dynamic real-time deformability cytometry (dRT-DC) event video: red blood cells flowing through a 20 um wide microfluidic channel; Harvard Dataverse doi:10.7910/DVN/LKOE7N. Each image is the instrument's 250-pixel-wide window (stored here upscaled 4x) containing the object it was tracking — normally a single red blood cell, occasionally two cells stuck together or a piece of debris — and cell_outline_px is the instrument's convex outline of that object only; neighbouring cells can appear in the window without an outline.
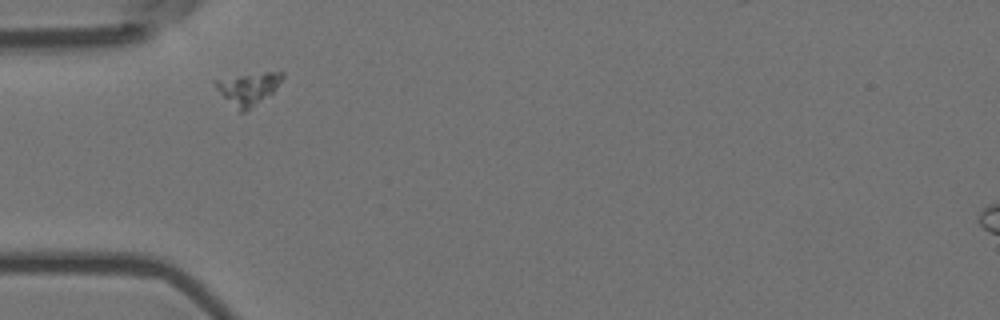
{"species": "Egyptian fruit bat (a non-hibernating species)", "species_latin": "Rousettus aegyptiacus", "temperature_condition": "room temperature", "stored_images_in_passage": 4, "camera_frame_rate_fps": 3000, "um_per_image_px": 0.085, "animal": {"sex": "female"}, "frame": {"image": 1, "passage_image": 1, "time_ms": 0.0, "image_size_px": [1000, 320], "cell_outline_px": [[284, 76], [272, 92], [244, 112], [240, 112], [216, 88], [216, 80], [264, 72], [284, 72]], "centroid_in_image_um": [21.13, 7.52], "position_along_channel_um": 63.9, "area_um2": 11.73}}
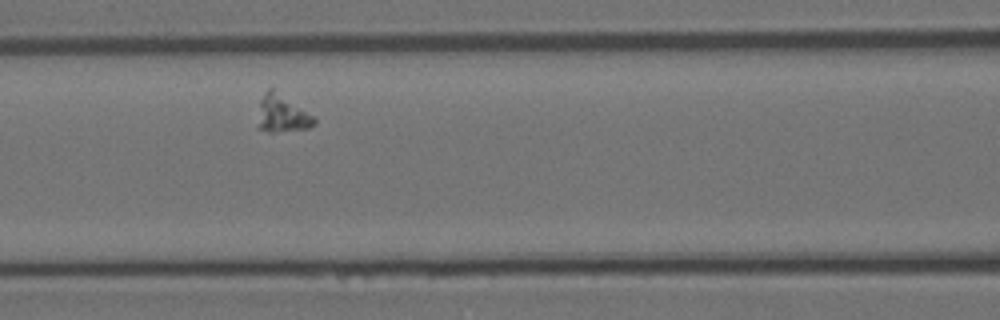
{"frame": {"image": 2, "passage_image": 3, "time_ms": 0.667, "image_size_px": [1000, 320], "cell_outline_px": [[316, 124], [308, 128], [272, 132], [268, 132], [256, 128], [256, 124], [260, 100], [264, 92], [268, 88], [272, 88], [316, 116]], "centroid_in_image_um": [23.96, 9.67], "position_along_channel_um": 142.6, "area_um2": 12.6}}
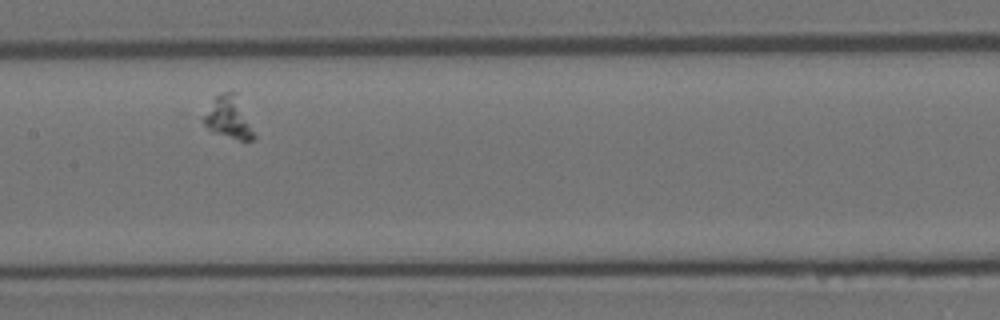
{"frame": {"image": 3, "passage_image": 4, "time_ms": 1.0, "image_size_px": [1000, 320], "cell_outline_px": [[256, 136], [252, 140], [240, 140], [216, 132], [208, 128], [200, 120], [200, 116], [212, 100], [216, 96], [232, 88], [236, 92]], "centroid_in_image_um": [19.39, 9.94], "position_along_channel_um": 188.0, "area_um2": 12.48}}